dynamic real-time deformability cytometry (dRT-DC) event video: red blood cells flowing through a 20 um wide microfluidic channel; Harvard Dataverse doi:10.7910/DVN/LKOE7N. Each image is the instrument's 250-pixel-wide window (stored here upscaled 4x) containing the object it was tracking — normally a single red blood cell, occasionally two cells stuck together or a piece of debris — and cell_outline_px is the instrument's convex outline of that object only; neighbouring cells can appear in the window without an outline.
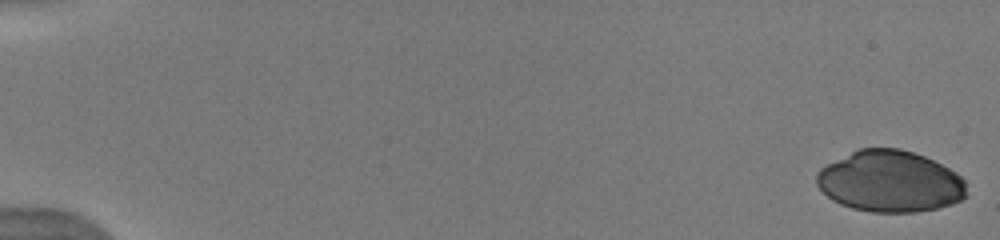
{"species": "human", "species_latin": "Homo sapiens", "temperature_condition": "warm", "stored_images_in_passage": 61, "camera_frame_rate_fps": 3000, "um_per_image_px": 0.085, "donor": {"sex": "male"}, "frame": {"image": 1, "passage_image": 1, "time_ms": 0.0, "image_size_px": [1000, 240], "cell_outline_px": [[968, 196], [952, 204], [936, 208], [916, 212], [872, 212], [852, 208], [840, 204], [832, 200], [816, 184], [816, 172], [820, 168], [860, 148], [900, 148], [924, 156], [956, 172], [964, 180]], "centroid_in_image_um": [75.66, 15.43], "position_along_channel_um": 9.3, "area_um2": 53.52}}
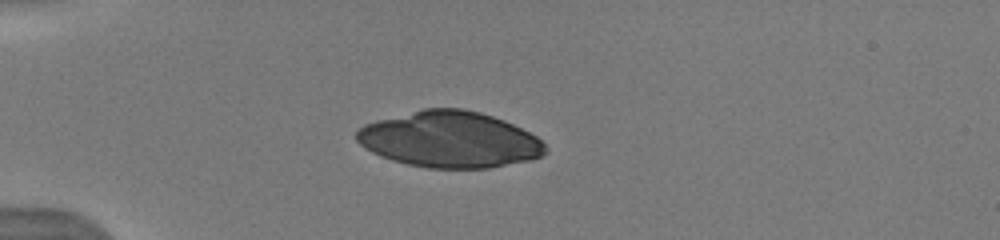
{"frame": {"image": 2, "passage_image": 14, "time_ms": 4.667, "image_size_px": [1000, 240], "cell_outline_px": [[548, 152], [532, 160], [488, 168], [428, 168], [408, 164], [392, 160], [380, 156], [364, 148], [356, 140], [356, 132], [364, 124], [376, 120], [424, 108], [460, 108], [480, 112], [504, 120], [536, 136], [548, 148]], "centroid_in_image_um": [38.22, 11.86], "position_along_channel_um": 46.8, "area_um2": 61.79}}